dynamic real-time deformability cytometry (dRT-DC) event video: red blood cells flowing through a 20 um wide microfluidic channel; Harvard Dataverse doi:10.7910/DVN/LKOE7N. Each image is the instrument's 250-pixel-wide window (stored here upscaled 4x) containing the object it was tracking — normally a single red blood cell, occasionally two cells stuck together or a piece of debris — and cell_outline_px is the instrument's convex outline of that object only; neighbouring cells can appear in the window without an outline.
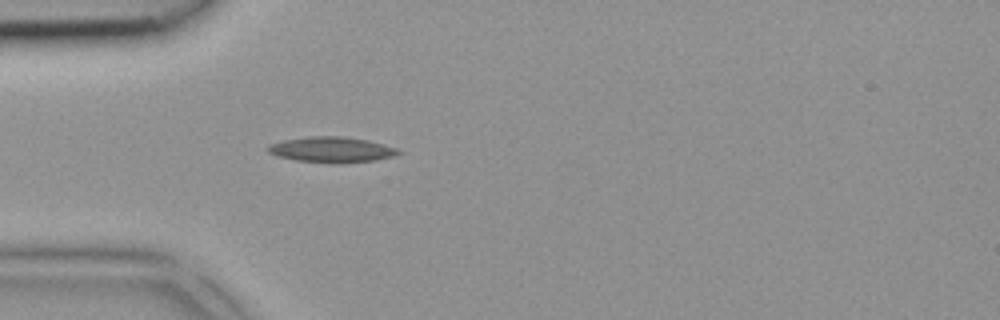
{"species": "common noctule bat (a hibernating species)", "species_latin": "Nyctalus noctula", "temperature_condition": "room temperature", "stored_images_in_passage": 3, "camera_frame_rate_fps": 3000, "um_per_image_px": 0.085, "animal": {"sex": "female", "body_mass_g": 18.4}, "frame": {"image": 1, "passage_image": 3, "time_ms": 0.667, "image_size_px": [1000, 320], "cell_outline_px": [[404, 152], [392, 156], [372, 160], [340, 164], [332, 164], [296, 160], [276, 156], [268, 152], [264, 148], [268, 144], [284, 140], [308, 136], [344, 136], [368, 140], [400, 148]], "centroid_in_image_um": [28.17, 12.72], "position_along_channel_um": 56.8, "area_um2": 19.83}}